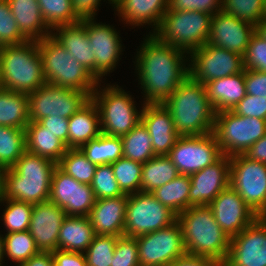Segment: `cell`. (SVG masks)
I'll use <instances>...</instances> for the list:
<instances>
[{"label":"cell","instance_id":"cell-13","mask_svg":"<svg viewBox=\"0 0 266 266\" xmlns=\"http://www.w3.org/2000/svg\"><path fill=\"white\" fill-rule=\"evenodd\" d=\"M189 54V76L202 84L244 71L242 55L215 45L206 43Z\"/></svg>","mask_w":266,"mask_h":266},{"label":"cell","instance_id":"cell-60","mask_svg":"<svg viewBox=\"0 0 266 266\" xmlns=\"http://www.w3.org/2000/svg\"><path fill=\"white\" fill-rule=\"evenodd\" d=\"M262 20L266 21V0H263V14H262Z\"/></svg>","mask_w":266,"mask_h":266},{"label":"cell","instance_id":"cell-50","mask_svg":"<svg viewBox=\"0 0 266 266\" xmlns=\"http://www.w3.org/2000/svg\"><path fill=\"white\" fill-rule=\"evenodd\" d=\"M232 111L240 116L266 120V98L246 94Z\"/></svg>","mask_w":266,"mask_h":266},{"label":"cell","instance_id":"cell-19","mask_svg":"<svg viewBox=\"0 0 266 266\" xmlns=\"http://www.w3.org/2000/svg\"><path fill=\"white\" fill-rule=\"evenodd\" d=\"M254 33L255 25L220 10L211 17L207 43L243 56Z\"/></svg>","mask_w":266,"mask_h":266},{"label":"cell","instance_id":"cell-56","mask_svg":"<svg viewBox=\"0 0 266 266\" xmlns=\"http://www.w3.org/2000/svg\"><path fill=\"white\" fill-rule=\"evenodd\" d=\"M244 155L249 159L266 164V134L256 141Z\"/></svg>","mask_w":266,"mask_h":266},{"label":"cell","instance_id":"cell-51","mask_svg":"<svg viewBox=\"0 0 266 266\" xmlns=\"http://www.w3.org/2000/svg\"><path fill=\"white\" fill-rule=\"evenodd\" d=\"M246 94L266 98V73L257 70H245Z\"/></svg>","mask_w":266,"mask_h":266},{"label":"cell","instance_id":"cell-27","mask_svg":"<svg viewBox=\"0 0 266 266\" xmlns=\"http://www.w3.org/2000/svg\"><path fill=\"white\" fill-rule=\"evenodd\" d=\"M127 24L142 26L153 24V33L168 10V0H120L114 9Z\"/></svg>","mask_w":266,"mask_h":266},{"label":"cell","instance_id":"cell-58","mask_svg":"<svg viewBox=\"0 0 266 266\" xmlns=\"http://www.w3.org/2000/svg\"><path fill=\"white\" fill-rule=\"evenodd\" d=\"M255 32L259 34L264 40H266V21L262 20L255 26Z\"/></svg>","mask_w":266,"mask_h":266},{"label":"cell","instance_id":"cell-17","mask_svg":"<svg viewBox=\"0 0 266 266\" xmlns=\"http://www.w3.org/2000/svg\"><path fill=\"white\" fill-rule=\"evenodd\" d=\"M222 266H266V217H258L230 238L229 253Z\"/></svg>","mask_w":266,"mask_h":266},{"label":"cell","instance_id":"cell-1","mask_svg":"<svg viewBox=\"0 0 266 266\" xmlns=\"http://www.w3.org/2000/svg\"><path fill=\"white\" fill-rule=\"evenodd\" d=\"M137 53L136 69L145 93L144 103H163L189 76V67L184 63L187 52L161 42L151 33Z\"/></svg>","mask_w":266,"mask_h":266},{"label":"cell","instance_id":"cell-41","mask_svg":"<svg viewBox=\"0 0 266 266\" xmlns=\"http://www.w3.org/2000/svg\"><path fill=\"white\" fill-rule=\"evenodd\" d=\"M113 173L119 188L124 194L141 191V175L143 164L121 157L111 163Z\"/></svg>","mask_w":266,"mask_h":266},{"label":"cell","instance_id":"cell-22","mask_svg":"<svg viewBox=\"0 0 266 266\" xmlns=\"http://www.w3.org/2000/svg\"><path fill=\"white\" fill-rule=\"evenodd\" d=\"M66 216L64 210L51 201L33 205L28 231L40 252L58 249L59 231Z\"/></svg>","mask_w":266,"mask_h":266},{"label":"cell","instance_id":"cell-21","mask_svg":"<svg viewBox=\"0 0 266 266\" xmlns=\"http://www.w3.org/2000/svg\"><path fill=\"white\" fill-rule=\"evenodd\" d=\"M189 177V207L208 206L230 184V156L223 155L212 165Z\"/></svg>","mask_w":266,"mask_h":266},{"label":"cell","instance_id":"cell-39","mask_svg":"<svg viewBox=\"0 0 266 266\" xmlns=\"http://www.w3.org/2000/svg\"><path fill=\"white\" fill-rule=\"evenodd\" d=\"M42 17L50 29L81 21L72 7L71 0H38Z\"/></svg>","mask_w":266,"mask_h":266},{"label":"cell","instance_id":"cell-42","mask_svg":"<svg viewBox=\"0 0 266 266\" xmlns=\"http://www.w3.org/2000/svg\"><path fill=\"white\" fill-rule=\"evenodd\" d=\"M3 201H6L7 204L2 215L7 230L6 234L29 230L33 204L4 199L1 196L0 202L4 203Z\"/></svg>","mask_w":266,"mask_h":266},{"label":"cell","instance_id":"cell-35","mask_svg":"<svg viewBox=\"0 0 266 266\" xmlns=\"http://www.w3.org/2000/svg\"><path fill=\"white\" fill-rule=\"evenodd\" d=\"M95 165L111 164L123 157L121 137L100 134L79 148Z\"/></svg>","mask_w":266,"mask_h":266},{"label":"cell","instance_id":"cell-57","mask_svg":"<svg viewBox=\"0 0 266 266\" xmlns=\"http://www.w3.org/2000/svg\"><path fill=\"white\" fill-rule=\"evenodd\" d=\"M19 266H53L52 252H39Z\"/></svg>","mask_w":266,"mask_h":266},{"label":"cell","instance_id":"cell-31","mask_svg":"<svg viewBox=\"0 0 266 266\" xmlns=\"http://www.w3.org/2000/svg\"><path fill=\"white\" fill-rule=\"evenodd\" d=\"M26 151L46 157L56 163L66 153L67 146L38 121L29 122L25 129Z\"/></svg>","mask_w":266,"mask_h":266},{"label":"cell","instance_id":"cell-25","mask_svg":"<svg viewBox=\"0 0 266 266\" xmlns=\"http://www.w3.org/2000/svg\"><path fill=\"white\" fill-rule=\"evenodd\" d=\"M56 30L57 32L53 33ZM51 35L87 70L95 76V56L90 48L86 29V19L71 25H61L53 29Z\"/></svg>","mask_w":266,"mask_h":266},{"label":"cell","instance_id":"cell-48","mask_svg":"<svg viewBox=\"0 0 266 266\" xmlns=\"http://www.w3.org/2000/svg\"><path fill=\"white\" fill-rule=\"evenodd\" d=\"M244 69L257 70L266 73V40L256 32L243 55Z\"/></svg>","mask_w":266,"mask_h":266},{"label":"cell","instance_id":"cell-49","mask_svg":"<svg viewBox=\"0 0 266 266\" xmlns=\"http://www.w3.org/2000/svg\"><path fill=\"white\" fill-rule=\"evenodd\" d=\"M222 8V0H168V10L198 11L212 16Z\"/></svg>","mask_w":266,"mask_h":266},{"label":"cell","instance_id":"cell-18","mask_svg":"<svg viewBox=\"0 0 266 266\" xmlns=\"http://www.w3.org/2000/svg\"><path fill=\"white\" fill-rule=\"evenodd\" d=\"M208 206L229 238L238 235L259 217L230 185Z\"/></svg>","mask_w":266,"mask_h":266},{"label":"cell","instance_id":"cell-6","mask_svg":"<svg viewBox=\"0 0 266 266\" xmlns=\"http://www.w3.org/2000/svg\"><path fill=\"white\" fill-rule=\"evenodd\" d=\"M46 83L86 92L90 97L100 82L52 36L37 41Z\"/></svg>","mask_w":266,"mask_h":266},{"label":"cell","instance_id":"cell-8","mask_svg":"<svg viewBox=\"0 0 266 266\" xmlns=\"http://www.w3.org/2000/svg\"><path fill=\"white\" fill-rule=\"evenodd\" d=\"M94 90L91 99L96 104L102 134L121 137L128 134L140 121L132 96L117 85H108L103 90Z\"/></svg>","mask_w":266,"mask_h":266},{"label":"cell","instance_id":"cell-7","mask_svg":"<svg viewBox=\"0 0 266 266\" xmlns=\"http://www.w3.org/2000/svg\"><path fill=\"white\" fill-rule=\"evenodd\" d=\"M211 17L205 12L167 10L152 34L161 42L179 48L188 55L207 43Z\"/></svg>","mask_w":266,"mask_h":266},{"label":"cell","instance_id":"cell-10","mask_svg":"<svg viewBox=\"0 0 266 266\" xmlns=\"http://www.w3.org/2000/svg\"><path fill=\"white\" fill-rule=\"evenodd\" d=\"M229 185L259 217H266V164L244 154L230 156Z\"/></svg>","mask_w":266,"mask_h":266},{"label":"cell","instance_id":"cell-45","mask_svg":"<svg viewBox=\"0 0 266 266\" xmlns=\"http://www.w3.org/2000/svg\"><path fill=\"white\" fill-rule=\"evenodd\" d=\"M96 199L123 196L115 179L111 164L97 165L93 180L90 184Z\"/></svg>","mask_w":266,"mask_h":266},{"label":"cell","instance_id":"cell-44","mask_svg":"<svg viewBox=\"0 0 266 266\" xmlns=\"http://www.w3.org/2000/svg\"><path fill=\"white\" fill-rule=\"evenodd\" d=\"M221 10L256 26L262 21L263 0H222Z\"/></svg>","mask_w":266,"mask_h":266},{"label":"cell","instance_id":"cell-62","mask_svg":"<svg viewBox=\"0 0 266 266\" xmlns=\"http://www.w3.org/2000/svg\"><path fill=\"white\" fill-rule=\"evenodd\" d=\"M110 2V4H114V7L116 6V4L120 1V0H108Z\"/></svg>","mask_w":266,"mask_h":266},{"label":"cell","instance_id":"cell-37","mask_svg":"<svg viewBox=\"0 0 266 266\" xmlns=\"http://www.w3.org/2000/svg\"><path fill=\"white\" fill-rule=\"evenodd\" d=\"M25 151V129L0 125V169L11 168Z\"/></svg>","mask_w":266,"mask_h":266},{"label":"cell","instance_id":"cell-24","mask_svg":"<svg viewBox=\"0 0 266 266\" xmlns=\"http://www.w3.org/2000/svg\"><path fill=\"white\" fill-rule=\"evenodd\" d=\"M128 195L96 199L89 219L96 235H124Z\"/></svg>","mask_w":266,"mask_h":266},{"label":"cell","instance_id":"cell-28","mask_svg":"<svg viewBox=\"0 0 266 266\" xmlns=\"http://www.w3.org/2000/svg\"><path fill=\"white\" fill-rule=\"evenodd\" d=\"M7 1L20 33L28 41H40L51 35L52 30L42 17L38 0Z\"/></svg>","mask_w":266,"mask_h":266},{"label":"cell","instance_id":"cell-54","mask_svg":"<svg viewBox=\"0 0 266 266\" xmlns=\"http://www.w3.org/2000/svg\"><path fill=\"white\" fill-rule=\"evenodd\" d=\"M72 7L80 19L93 18L101 0H71ZM96 11V12H95Z\"/></svg>","mask_w":266,"mask_h":266},{"label":"cell","instance_id":"cell-29","mask_svg":"<svg viewBox=\"0 0 266 266\" xmlns=\"http://www.w3.org/2000/svg\"><path fill=\"white\" fill-rule=\"evenodd\" d=\"M68 120V148H80L102 133L99 111L92 99Z\"/></svg>","mask_w":266,"mask_h":266},{"label":"cell","instance_id":"cell-9","mask_svg":"<svg viewBox=\"0 0 266 266\" xmlns=\"http://www.w3.org/2000/svg\"><path fill=\"white\" fill-rule=\"evenodd\" d=\"M213 135L226 156L244 154L266 134V120L231 111L215 113Z\"/></svg>","mask_w":266,"mask_h":266},{"label":"cell","instance_id":"cell-20","mask_svg":"<svg viewBox=\"0 0 266 266\" xmlns=\"http://www.w3.org/2000/svg\"><path fill=\"white\" fill-rule=\"evenodd\" d=\"M94 19L86 18V29L89 46L95 56V77L100 82L105 74L115 69L122 52V44L119 33L113 26L97 24Z\"/></svg>","mask_w":266,"mask_h":266},{"label":"cell","instance_id":"cell-34","mask_svg":"<svg viewBox=\"0 0 266 266\" xmlns=\"http://www.w3.org/2000/svg\"><path fill=\"white\" fill-rule=\"evenodd\" d=\"M191 180L189 175L179 174L175 179L151 192L164 206L177 216L189 208V191Z\"/></svg>","mask_w":266,"mask_h":266},{"label":"cell","instance_id":"cell-5","mask_svg":"<svg viewBox=\"0 0 266 266\" xmlns=\"http://www.w3.org/2000/svg\"><path fill=\"white\" fill-rule=\"evenodd\" d=\"M46 83L37 41L0 47V87L30 94Z\"/></svg>","mask_w":266,"mask_h":266},{"label":"cell","instance_id":"cell-47","mask_svg":"<svg viewBox=\"0 0 266 266\" xmlns=\"http://www.w3.org/2000/svg\"><path fill=\"white\" fill-rule=\"evenodd\" d=\"M111 266H140L136 237H118Z\"/></svg>","mask_w":266,"mask_h":266},{"label":"cell","instance_id":"cell-52","mask_svg":"<svg viewBox=\"0 0 266 266\" xmlns=\"http://www.w3.org/2000/svg\"><path fill=\"white\" fill-rule=\"evenodd\" d=\"M46 130L55 134L61 141H63L68 148V130L69 120L60 116L44 117L38 121Z\"/></svg>","mask_w":266,"mask_h":266},{"label":"cell","instance_id":"cell-3","mask_svg":"<svg viewBox=\"0 0 266 266\" xmlns=\"http://www.w3.org/2000/svg\"><path fill=\"white\" fill-rule=\"evenodd\" d=\"M172 115L180 136L205 135L213 132L215 112L209 103L206 88L187 76L163 102Z\"/></svg>","mask_w":266,"mask_h":266},{"label":"cell","instance_id":"cell-53","mask_svg":"<svg viewBox=\"0 0 266 266\" xmlns=\"http://www.w3.org/2000/svg\"><path fill=\"white\" fill-rule=\"evenodd\" d=\"M52 256L53 266H87L84 253L57 249Z\"/></svg>","mask_w":266,"mask_h":266},{"label":"cell","instance_id":"cell-4","mask_svg":"<svg viewBox=\"0 0 266 266\" xmlns=\"http://www.w3.org/2000/svg\"><path fill=\"white\" fill-rule=\"evenodd\" d=\"M177 221L187 254L207 257L223 265L230 238L214 219L209 206H191L177 216Z\"/></svg>","mask_w":266,"mask_h":266},{"label":"cell","instance_id":"cell-36","mask_svg":"<svg viewBox=\"0 0 266 266\" xmlns=\"http://www.w3.org/2000/svg\"><path fill=\"white\" fill-rule=\"evenodd\" d=\"M123 157L144 164L155 155L147 127L140 121L128 134L121 136Z\"/></svg>","mask_w":266,"mask_h":266},{"label":"cell","instance_id":"cell-26","mask_svg":"<svg viewBox=\"0 0 266 266\" xmlns=\"http://www.w3.org/2000/svg\"><path fill=\"white\" fill-rule=\"evenodd\" d=\"M214 112L231 111L246 96L244 71L204 84Z\"/></svg>","mask_w":266,"mask_h":266},{"label":"cell","instance_id":"cell-40","mask_svg":"<svg viewBox=\"0 0 266 266\" xmlns=\"http://www.w3.org/2000/svg\"><path fill=\"white\" fill-rule=\"evenodd\" d=\"M3 243L4 255L8 256L13 262H17V266L40 252L28 230L6 234L3 237Z\"/></svg>","mask_w":266,"mask_h":266},{"label":"cell","instance_id":"cell-33","mask_svg":"<svg viewBox=\"0 0 266 266\" xmlns=\"http://www.w3.org/2000/svg\"><path fill=\"white\" fill-rule=\"evenodd\" d=\"M179 175L168 155H156L142 166L141 191L153 192Z\"/></svg>","mask_w":266,"mask_h":266},{"label":"cell","instance_id":"cell-16","mask_svg":"<svg viewBox=\"0 0 266 266\" xmlns=\"http://www.w3.org/2000/svg\"><path fill=\"white\" fill-rule=\"evenodd\" d=\"M49 201L68 216H89L96 198L89 184L76 181L57 166L52 175Z\"/></svg>","mask_w":266,"mask_h":266},{"label":"cell","instance_id":"cell-55","mask_svg":"<svg viewBox=\"0 0 266 266\" xmlns=\"http://www.w3.org/2000/svg\"><path fill=\"white\" fill-rule=\"evenodd\" d=\"M168 266H221L218 262L207 257L185 254L175 259Z\"/></svg>","mask_w":266,"mask_h":266},{"label":"cell","instance_id":"cell-12","mask_svg":"<svg viewBox=\"0 0 266 266\" xmlns=\"http://www.w3.org/2000/svg\"><path fill=\"white\" fill-rule=\"evenodd\" d=\"M90 99L86 92L45 83L28 94L30 122L49 116L69 119Z\"/></svg>","mask_w":266,"mask_h":266},{"label":"cell","instance_id":"cell-38","mask_svg":"<svg viewBox=\"0 0 266 266\" xmlns=\"http://www.w3.org/2000/svg\"><path fill=\"white\" fill-rule=\"evenodd\" d=\"M57 166L76 181L89 185L97 168L79 148H68Z\"/></svg>","mask_w":266,"mask_h":266},{"label":"cell","instance_id":"cell-43","mask_svg":"<svg viewBox=\"0 0 266 266\" xmlns=\"http://www.w3.org/2000/svg\"><path fill=\"white\" fill-rule=\"evenodd\" d=\"M118 236L96 235L84 255L87 266H111Z\"/></svg>","mask_w":266,"mask_h":266},{"label":"cell","instance_id":"cell-14","mask_svg":"<svg viewBox=\"0 0 266 266\" xmlns=\"http://www.w3.org/2000/svg\"><path fill=\"white\" fill-rule=\"evenodd\" d=\"M168 156L179 174L191 175L218 161L223 153L213 133L179 136Z\"/></svg>","mask_w":266,"mask_h":266},{"label":"cell","instance_id":"cell-61","mask_svg":"<svg viewBox=\"0 0 266 266\" xmlns=\"http://www.w3.org/2000/svg\"><path fill=\"white\" fill-rule=\"evenodd\" d=\"M1 185H2V170L0 169V198H1Z\"/></svg>","mask_w":266,"mask_h":266},{"label":"cell","instance_id":"cell-2","mask_svg":"<svg viewBox=\"0 0 266 266\" xmlns=\"http://www.w3.org/2000/svg\"><path fill=\"white\" fill-rule=\"evenodd\" d=\"M56 167V162L25 151L11 168L2 170L1 196L33 205L49 201Z\"/></svg>","mask_w":266,"mask_h":266},{"label":"cell","instance_id":"cell-59","mask_svg":"<svg viewBox=\"0 0 266 266\" xmlns=\"http://www.w3.org/2000/svg\"><path fill=\"white\" fill-rule=\"evenodd\" d=\"M3 236L1 237L0 235V266H3V264L1 263L3 258H4V243H3ZM2 264V265H1Z\"/></svg>","mask_w":266,"mask_h":266},{"label":"cell","instance_id":"cell-15","mask_svg":"<svg viewBox=\"0 0 266 266\" xmlns=\"http://www.w3.org/2000/svg\"><path fill=\"white\" fill-rule=\"evenodd\" d=\"M136 240L140 266H168L186 254L177 220L160 230L138 236Z\"/></svg>","mask_w":266,"mask_h":266},{"label":"cell","instance_id":"cell-46","mask_svg":"<svg viewBox=\"0 0 266 266\" xmlns=\"http://www.w3.org/2000/svg\"><path fill=\"white\" fill-rule=\"evenodd\" d=\"M28 41L18 29L7 0H0V47Z\"/></svg>","mask_w":266,"mask_h":266},{"label":"cell","instance_id":"cell-32","mask_svg":"<svg viewBox=\"0 0 266 266\" xmlns=\"http://www.w3.org/2000/svg\"><path fill=\"white\" fill-rule=\"evenodd\" d=\"M29 122L28 94L0 87V125L26 129Z\"/></svg>","mask_w":266,"mask_h":266},{"label":"cell","instance_id":"cell-11","mask_svg":"<svg viewBox=\"0 0 266 266\" xmlns=\"http://www.w3.org/2000/svg\"><path fill=\"white\" fill-rule=\"evenodd\" d=\"M177 220V215L161 204L151 192L128 195L124 235L138 237L167 227Z\"/></svg>","mask_w":266,"mask_h":266},{"label":"cell","instance_id":"cell-30","mask_svg":"<svg viewBox=\"0 0 266 266\" xmlns=\"http://www.w3.org/2000/svg\"><path fill=\"white\" fill-rule=\"evenodd\" d=\"M96 236L89 216H66L60 227L58 249L84 253Z\"/></svg>","mask_w":266,"mask_h":266},{"label":"cell","instance_id":"cell-23","mask_svg":"<svg viewBox=\"0 0 266 266\" xmlns=\"http://www.w3.org/2000/svg\"><path fill=\"white\" fill-rule=\"evenodd\" d=\"M142 108L141 121L151 136L155 155H168L180 136L171 113L163 103H144Z\"/></svg>","mask_w":266,"mask_h":266}]
</instances>
